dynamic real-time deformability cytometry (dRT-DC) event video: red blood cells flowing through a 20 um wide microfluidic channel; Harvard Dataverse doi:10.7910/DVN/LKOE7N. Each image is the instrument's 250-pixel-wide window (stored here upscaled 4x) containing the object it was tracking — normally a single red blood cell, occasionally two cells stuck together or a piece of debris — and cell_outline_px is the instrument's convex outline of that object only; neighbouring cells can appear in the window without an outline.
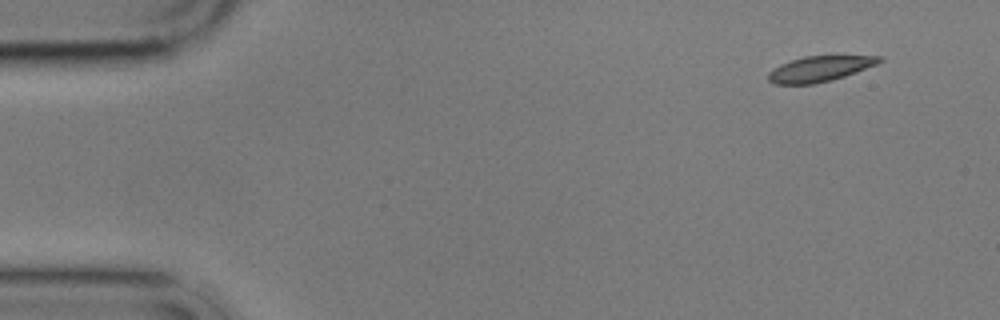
{"species": "common noctule bat (a hibernating species)", "species_latin": "Nyctalus noctula", "temperature_condition": "cold", "stored_images_in_passage": 14, "camera_frame_rate_fps": 3000, "um_per_image_px": 0.085, "animal": {"sex": "male", "body_mass_g": 17.9}, "frame": {"image": 1, "passage_image": 1, "time_ms": 0.0, "image_size_px": [1000, 320], "cell_outline_px": [[884, 60], [876, 64], [856, 72], [832, 80], [812, 84], [772, 84], [768, 80], [768, 72], [772, 68], [780, 64], [804, 56], [884, 56]], "centroid_in_image_um": [69.65, 5.85], "position_along_channel_um": 15.4, "area_um2": 16.47}}
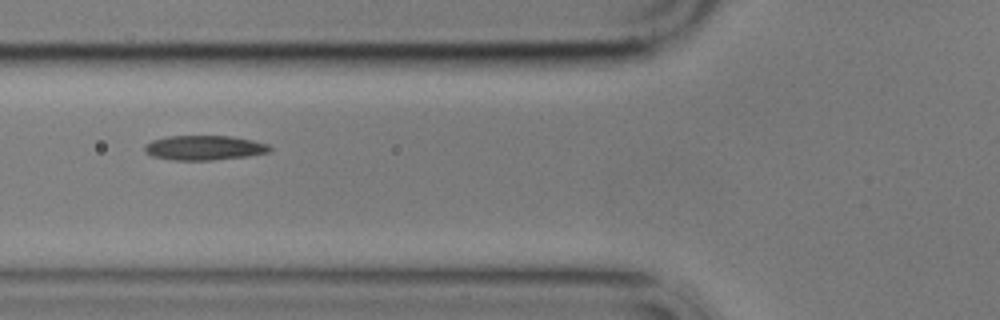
{"frame": {"image": 2, "passage_image": 5, "time_ms": 5.667, "image_size_px": [1000, 320], "cell_outline_px": [[272, 148], [268, 152], [248, 156], [212, 160], [172, 160], [152, 156], [144, 152], [144, 144], [152, 140], [168, 136], [232, 136], [252, 140], [268, 144]], "centroid_in_image_um": [17.33, 12.56], "position_along_channel_um": 108.5, "area_um2": 18.03}}
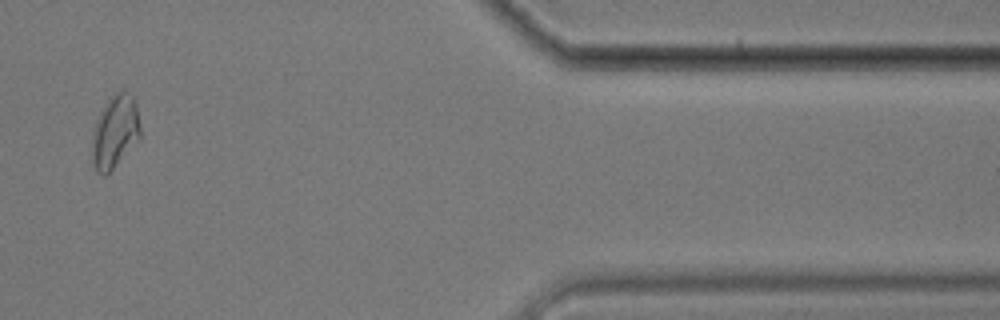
{"frame": {"image": 3, "passage_image": 12, "time_ms": 15.333, "image_size_px": [1000, 320], "cell_outline_px": [[140, 140], [104, 176], [96, 172], [92, 164], [92, 136], [96, 120], [100, 112], [108, 100], [116, 92], [124, 88], [136, 100], [140, 124]], "centroid_in_image_um": [9.79, 11.18], "position_along_channel_um": 401.6, "area_um2": 20.69}}